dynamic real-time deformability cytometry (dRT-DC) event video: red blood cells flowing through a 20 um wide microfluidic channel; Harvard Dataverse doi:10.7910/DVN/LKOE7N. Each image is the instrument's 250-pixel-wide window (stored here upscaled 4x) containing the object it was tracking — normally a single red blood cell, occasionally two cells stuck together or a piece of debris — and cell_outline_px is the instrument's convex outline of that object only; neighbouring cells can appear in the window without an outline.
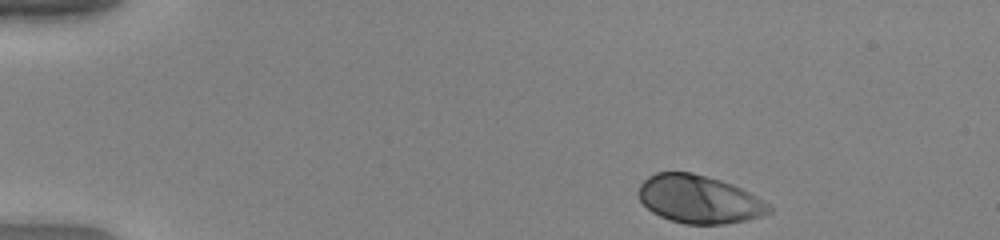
{"species": "human", "species_latin": "Homo sapiens", "temperature_condition": "warm", "stored_images_in_passage": 45, "camera_frame_rate_fps": 3000, "um_per_image_px": 0.085, "donor": {"sex": "female"}, "frame": {"image": 1, "passage_image": 1, "time_ms": 0.0, "image_size_px": [1000, 240], "cell_outline_px": [[772, 212], [760, 216], [744, 220], [724, 224], [684, 224], [660, 216], [652, 212], [640, 200], [636, 192], [640, 184], [648, 176], [656, 172], [692, 172], [720, 180], [732, 184], [756, 196], [768, 204], [772, 208]], "centroid_in_image_um": [59.38, 16.93], "position_along_channel_um": 25.6, "area_um2": 36.36}}
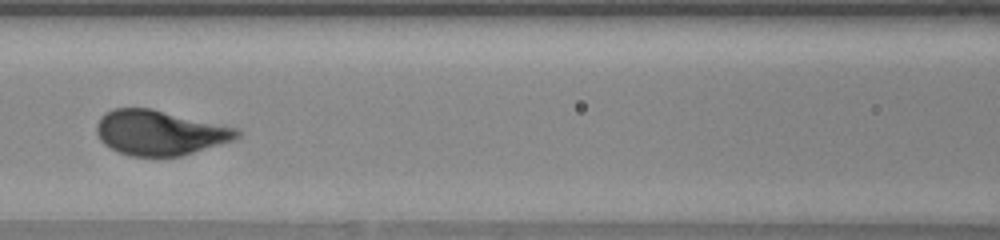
{"frame": {"image": 2, "passage_image": 18, "time_ms": 5.667, "image_size_px": [1000, 240], "cell_outline_px": [[244, 132], [236, 140], [180, 156], [128, 156], [104, 144], [100, 140], [96, 132], [96, 124], [100, 116], [104, 112], [112, 108], [152, 108], [236, 128]], "centroid_in_image_um": [13.57, 11.27], "position_along_channel_um": 153.0, "area_um2": 36.93}}
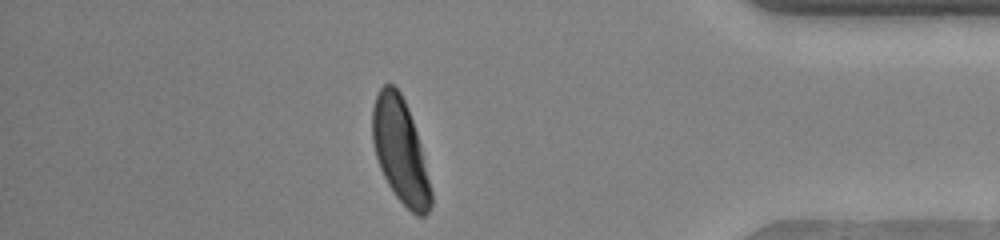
{"frame": {"image": 3, "passage_image": 39, "time_ms": 12.667, "image_size_px": [1000, 240], "cell_outline_px": [[432, 204], [428, 212], [424, 216], [416, 216], [396, 196], [388, 184], [380, 168], [376, 156], [372, 140], [372, 108], [376, 96], [380, 88], [384, 84], [392, 84], [400, 92], [408, 108], [420, 144], [432, 192]], "centroid_in_image_um": [34.02, 12.82], "position_along_channel_um": 401.2, "area_um2": 35.26}, "authors_computed_cell_mechanics": {"area_um2": 36.125, "velocity_mm_per_s": 3.9596, "shape_relaxation_time_tau1_ms": 1.7883, "shape_relaxation_time_tau2_ms": null, "deformation_change_tau1": 0.1743, "deformation_change_tau2": null}}